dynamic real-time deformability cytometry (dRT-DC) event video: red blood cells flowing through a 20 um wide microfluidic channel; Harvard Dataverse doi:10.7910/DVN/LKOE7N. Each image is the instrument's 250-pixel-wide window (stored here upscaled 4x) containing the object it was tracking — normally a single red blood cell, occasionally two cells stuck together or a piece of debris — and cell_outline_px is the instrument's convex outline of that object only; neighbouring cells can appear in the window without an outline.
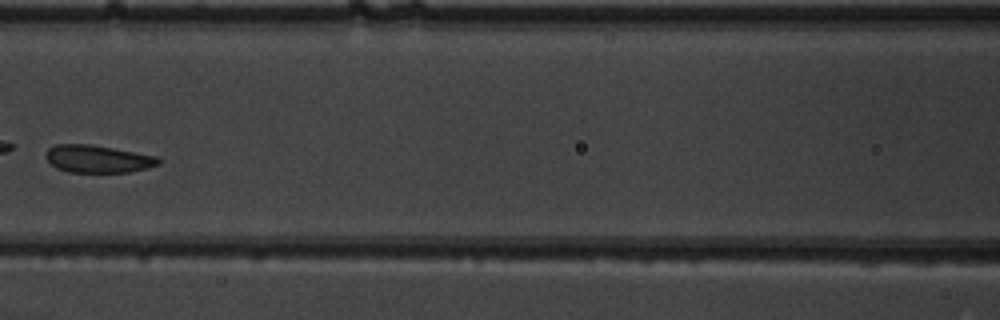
{"species": "common noctule bat (a hibernating species)", "species_latin": "Nyctalus noctula", "temperature_condition": "warm", "stored_images_in_passage": 9, "camera_frame_rate_fps": 3000, "um_per_image_px": 0.085, "animal": {"sex": "male", "body_mass_g": 19.5, "forearm_length_mm": 54.6}, "frame": {"image": 1, "passage_image": 7, "time_ms": 2.0, "image_size_px": [1000, 320], "cell_outline_px": [[160, 164], [148, 168], [128, 172], [68, 172], [56, 168], [44, 156], [48, 148], [56, 144], [88, 144], [112, 148], [156, 156], [160, 160]], "centroid_in_image_um": [8.29, 13.51], "position_along_channel_um": 158.3, "area_um2": 17.98}}
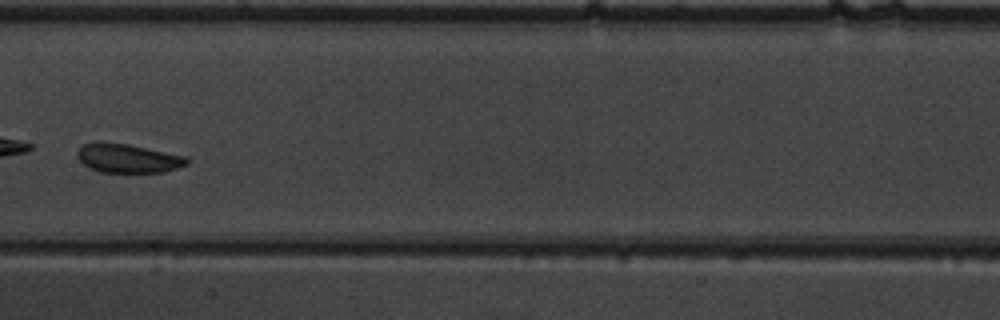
{"frame": {"image": 2, "passage_image": 8, "time_ms": 2.333, "image_size_px": [1000, 320], "cell_outline_px": [[192, 160], [188, 164], [164, 172], [100, 172], [88, 168], [76, 156], [76, 152], [84, 144], [96, 140], [100, 140], [128, 144], [188, 156]], "centroid_in_image_um": [10.88, 13.43], "position_along_channel_um": 196.5, "area_um2": 18.9}}
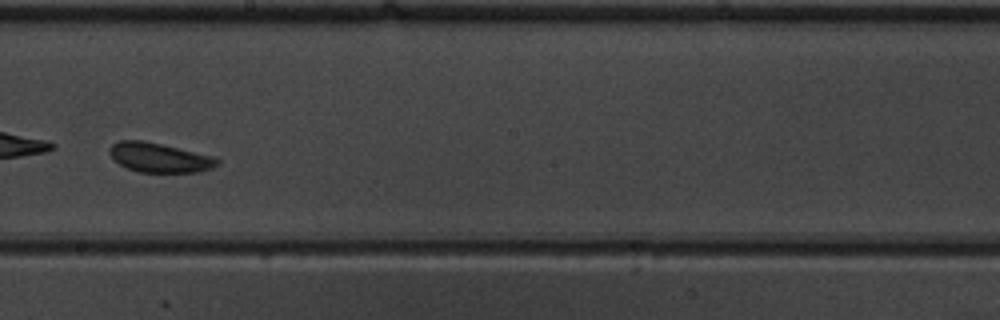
{"frame": {"image": 3, "passage_image": 9, "time_ms": 2.667, "image_size_px": [1000, 320], "cell_outline_px": [[220, 164], [212, 168], [200, 172], [140, 172], [128, 168], [112, 160], [108, 152], [108, 148], [112, 144], [120, 140], [144, 140], [212, 156], [220, 160]], "centroid_in_image_um": [13.52, 13.39], "position_along_channel_um": 234.7, "area_um2": 18.55}}